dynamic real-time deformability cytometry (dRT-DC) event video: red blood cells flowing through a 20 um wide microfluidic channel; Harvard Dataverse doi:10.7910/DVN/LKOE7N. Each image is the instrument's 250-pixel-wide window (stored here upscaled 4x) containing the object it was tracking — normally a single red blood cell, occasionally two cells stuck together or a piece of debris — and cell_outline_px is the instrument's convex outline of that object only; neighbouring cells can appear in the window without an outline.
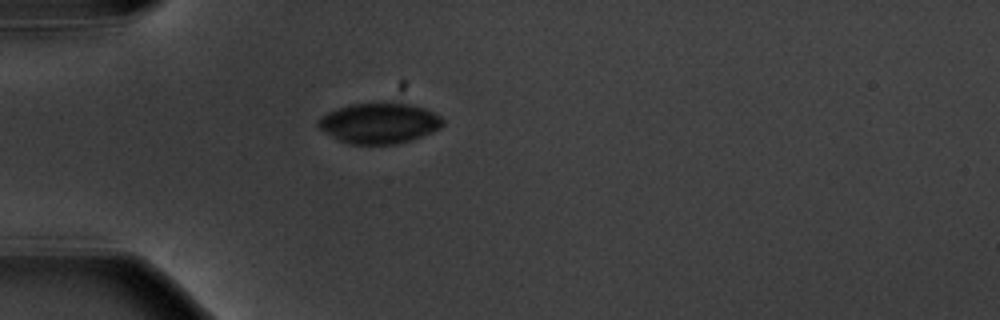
{"species": "common noctule bat (a hibernating species)", "species_latin": "Nyctalus noctula", "temperature_condition": "warm", "stored_images_in_passage": 2, "camera_frame_rate_fps": 3000, "um_per_image_px": 0.085, "animal": {"sex": "male", "body_mass_g": 20.1, "forearm_length_mm": 53.5}, "frame": {"image": 1, "passage_image": 1, "time_ms": 0.0, "image_size_px": [1000, 320], "cell_outline_px": [[444, 124], [440, 128], [432, 132], [408, 140], [392, 144], [348, 144], [340, 140], [320, 128], [316, 124], [316, 120], [320, 116], [328, 112], [352, 104], [412, 104], [424, 108], [440, 116], [444, 120]], "centroid_in_image_um": [32.23, 10.47], "position_along_channel_um": 52.8, "area_um2": 28.78}}